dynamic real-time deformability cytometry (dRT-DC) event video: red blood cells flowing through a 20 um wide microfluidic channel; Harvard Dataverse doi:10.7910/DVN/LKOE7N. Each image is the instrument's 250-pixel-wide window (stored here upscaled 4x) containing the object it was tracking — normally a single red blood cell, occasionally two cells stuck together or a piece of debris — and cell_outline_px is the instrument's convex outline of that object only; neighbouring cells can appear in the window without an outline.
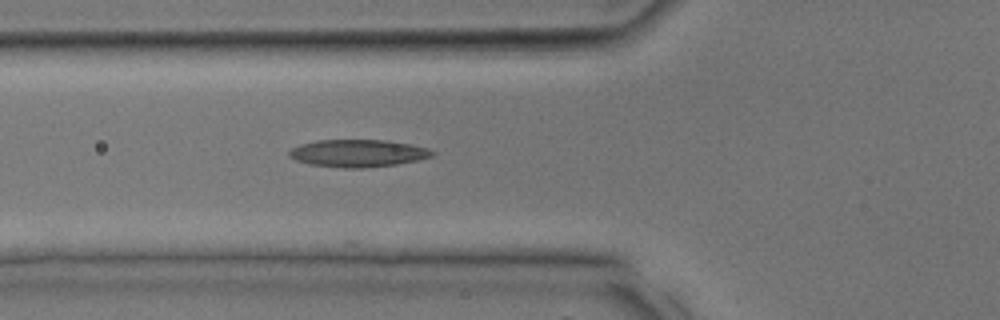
{"species": "common noctule bat (a hibernating species)", "species_latin": "Nyctalus noctula", "temperature_condition": "room temperature", "stored_images_in_passage": 20, "camera_frame_rate_fps": 3000, "um_per_image_px": 0.085, "animal": {"sex": "male", "body_mass_g": 17.9, "forearm_length_mm": 54.2}, "frame": {"image": 1, "passage_image": 3, "time_ms": 0.667, "image_size_px": [1000, 320], "cell_outline_px": [[436, 152], [432, 156], [420, 160], [396, 164], [360, 168], [344, 168], [308, 164], [296, 160], [288, 156], [288, 152], [292, 148], [300, 144], [316, 140], [388, 140], [412, 144], [428, 148]], "centroid_in_image_um": [30.43, 13.02], "position_along_channel_um": 95.4, "area_um2": 23.0}}
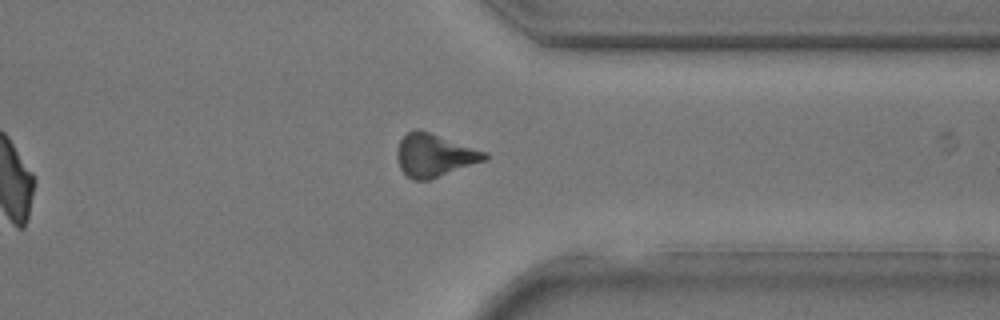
{"frame": {"image": 2, "passage_image": 16, "time_ms": 5.0, "image_size_px": [1000, 320], "cell_outline_px": [[488, 156], [484, 160], [428, 180], [412, 180], [400, 168], [396, 156], [396, 148], [400, 140], [408, 132], [416, 128], [420, 128], [488, 152]], "centroid_in_image_um": [36.89, 13.17], "position_along_channel_um": 374.5, "area_um2": 21.91}}
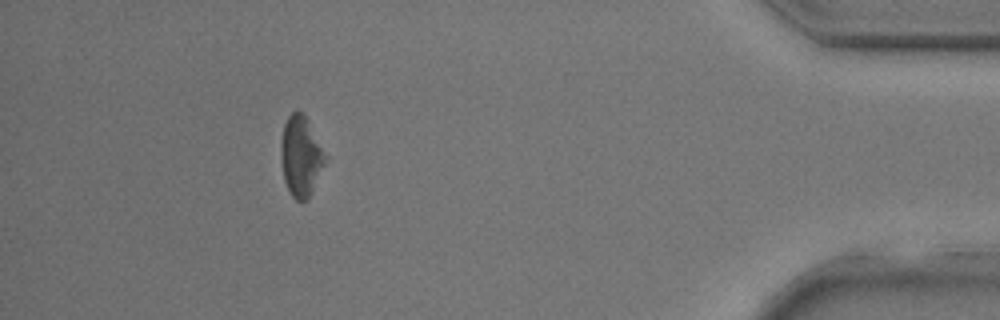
{"frame": {"image": 3, "passage_image": 20, "time_ms": 6.333, "image_size_px": [1000, 320], "cell_outline_px": [[328, 156], [312, 192], [304, 200], [296, 200], [292, 196], [284, 180], [280, 160], [280, 140], [284, 124], [288, 116], [292, 112], [300, 112], [308, 120]], "centroid_in_image_um": [25.57, 13.26], "position_along_channel_um": 409.6, "area_um2": 20.81}}